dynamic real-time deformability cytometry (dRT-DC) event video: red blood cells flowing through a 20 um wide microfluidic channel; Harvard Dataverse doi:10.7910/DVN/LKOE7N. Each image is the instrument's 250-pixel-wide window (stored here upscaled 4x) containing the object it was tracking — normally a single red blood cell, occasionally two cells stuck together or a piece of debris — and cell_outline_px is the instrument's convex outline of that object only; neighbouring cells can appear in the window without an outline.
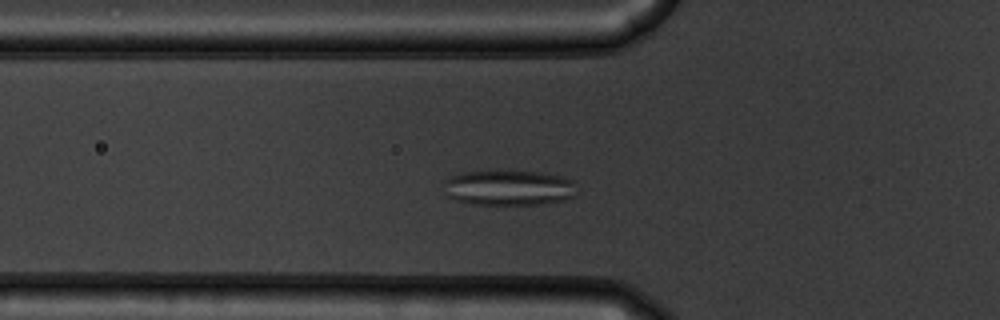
{"species": "common noctule bat (a hibernating species)", "species_latin": "Nyctalus noctula", "temperature_condition": "warm", "stored_images_in_passage": 37, "camera_frame_rate_fps": 3000, "um_per_image_px": 0.085, "animal": {"sex": "male", "body_mass_g": 19.5, "forearm_length_mm": 54.6}, "frame": {"image": 1, "passage_image": 5, "time_ms": 1.333, "image_size_px": [1000, 320], "cell_outline_px": [[576, 196], [564, 200], [540, 204], [472, 204], [456, 200], [448, 196], [440, 180], [448, 176], [464, 172], [536, 172], [560, 176], [572, 180]], "centroid_in_image_um": [43.18, 15.97], "position_along_channel_um": 82.6, "area_um2": 27.17}}
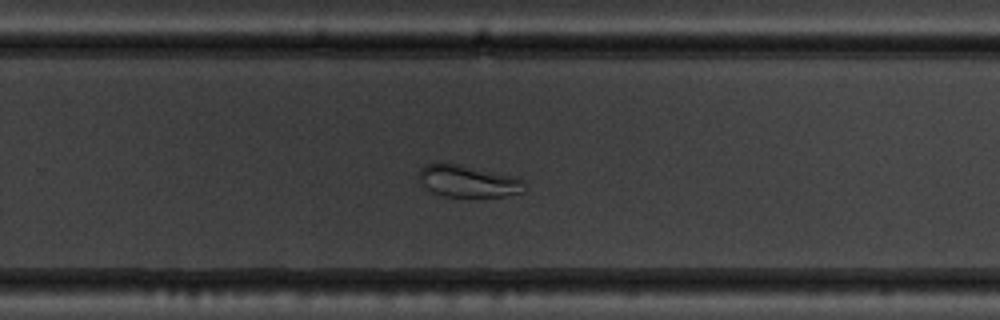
{"frame": {"image": 2, "passage_image": 22, "time_ms": 7.0, "image_size_px": [1000, 320], "cell_outline_px": [[524, 192], [504, 196], [444, 196], [432, 192], [420, 180], [420, 168], [424, 164], [460, 164], [516, 176], [520, 180]], "centroid_in_image_um": [39.79, 15.39], "position_along_channel_um": 290.0, "area_um2": 19.19}}
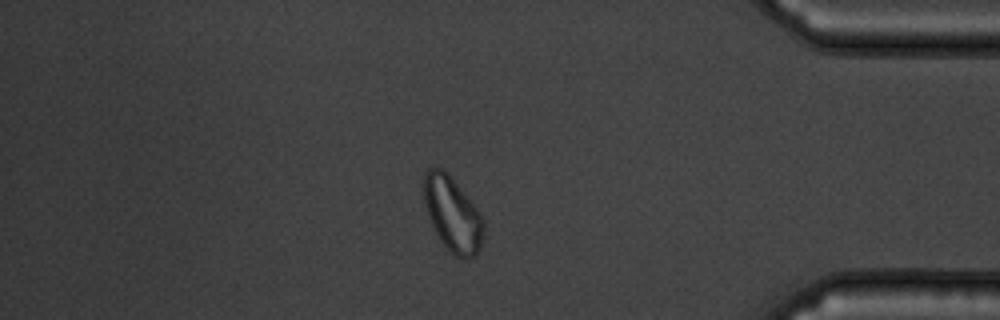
{"frame": {"image": 3, "passage_image": 33, "time_ms": 10.667, "image_size_px": [1000, 320], "cell_outline_px": [[484, 236], [480, 248], [468, 260], [456, 256], [440, 240], [428, 216], [424, 200], [424, 176], [428, 168], [440, 168], [448, 172], [480, 212], [484, 224]], "centroid_in_image_um": [38.48, 18.19], "position_along_channel_um": 396.7, "area_um2": 25.78}, "authors_computed_cell_mechanics": {"area_um2": 24.5072, "velocity_mm_per_s": 3.6773, "shape_relaxation_time_tau1_ms": null, "shape_relaxation_time_tau2_ms": 0.9705, "deformation_change_tau1": null, "deformation_change_tau2": 0.0641}}